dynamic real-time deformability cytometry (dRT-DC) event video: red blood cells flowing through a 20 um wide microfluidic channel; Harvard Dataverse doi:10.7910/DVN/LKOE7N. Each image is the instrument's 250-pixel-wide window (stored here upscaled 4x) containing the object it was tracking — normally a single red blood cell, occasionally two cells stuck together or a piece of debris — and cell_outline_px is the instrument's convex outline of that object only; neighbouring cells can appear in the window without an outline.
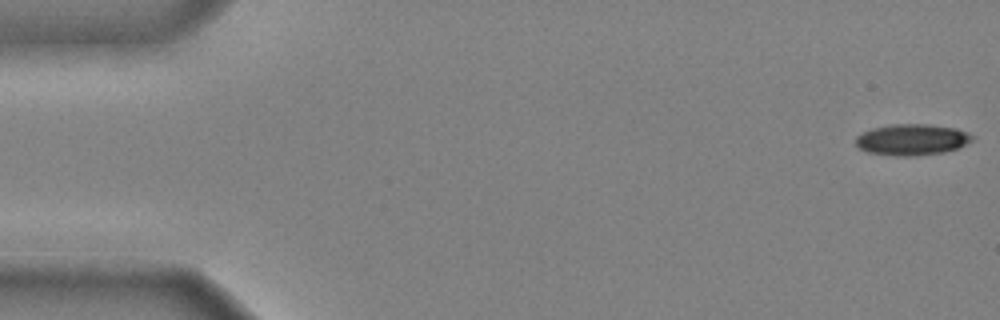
{"species": "common noctule bat (a hibernating species)", "species_latin": "Nyctalus noctula", "temperature_condition": "cold", "stored_images_in_passage": 22, "camera_frame_rate_fps": 3000, "um_per_image_px": 0.085, "animal": {"sex": "male", "body_mass_g": 20.4}, "frame": {"image": 1, "passage_image": 1, "time_ms": 0.0, "image_size_px": [1000, 320], "cell_outline_px": [[972, 140], [956, 148], [944, 152], [916, 156], [896, 156], [868, 152], [860, 148], [856, 144], [856, 136], [860, 132], [872, 128], [892, 124], [928, 124], [956, 128], [968, 132], [972, 136]], "centroid_in_image_um": [77.48, 11.86], "position_along_channel_um": 7.5, "area_um2": 21.15}}
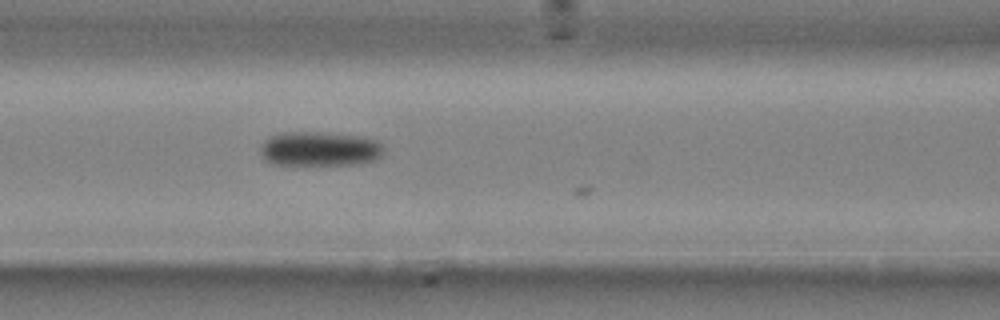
{"frame": {"image": 2, "passage_image": 21, "time_ms": 6.667, "image_size_px": [1000, 320], "cell_outline_px": [[384, 156], [376, 160], [360, 164], [272, 164], [264, 160], [260, 152], [260, 148], [264, 140], [268, 136], [280, 132], [316, 132], [356, 136], [376, 140], [380, 144], [384, 152]], "centroid_in_image_um": [27.14, 12.66], "position_along_channel_um": 139.5, "area_um2": 24.85}}